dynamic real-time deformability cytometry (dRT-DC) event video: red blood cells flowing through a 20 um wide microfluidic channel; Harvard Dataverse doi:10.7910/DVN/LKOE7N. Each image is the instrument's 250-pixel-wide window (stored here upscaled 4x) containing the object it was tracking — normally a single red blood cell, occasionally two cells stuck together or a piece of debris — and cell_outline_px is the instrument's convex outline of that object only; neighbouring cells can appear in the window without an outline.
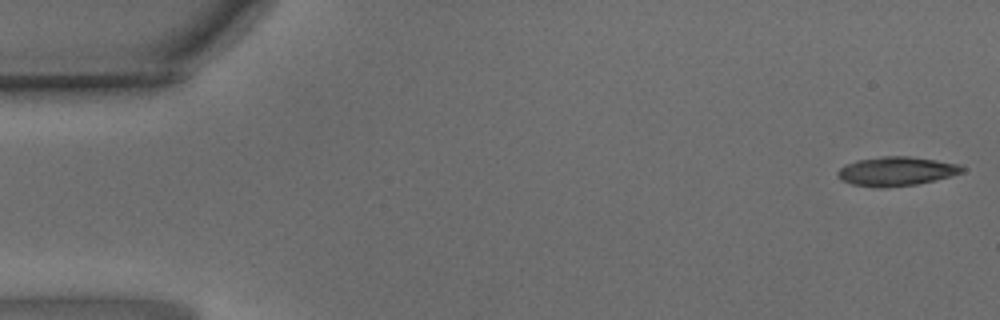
{"species": "common noctule bat (a hibernating species)", "species_latin": "Nyctalus noctula", "temperature_condition": "warm", "stored_images_in_passage": 55, "camera_frame_rate_fps": 3000, "um_per_image_px": 0.085, "animal": {"sex": "male", "body_mass_g": 15.6}, "frame": {"image": 1, "passage_image": 1, "time_ms": 0.0, "image_size_px": [1000, 320], "cell_outline_px": [[964, 172], [936, 180], [916, 184], [884, 188], [872, 188], [852, 184], [844, 180], [836, 172], [840, 168], [856, 160], [884, 156], [908, 156], [936, 160], [956, 164], [964, 168]], "centroid_in_image_um": [76.19, 14.57], "position_along_channel_um": 8.8, "area_um2": 20.92}}
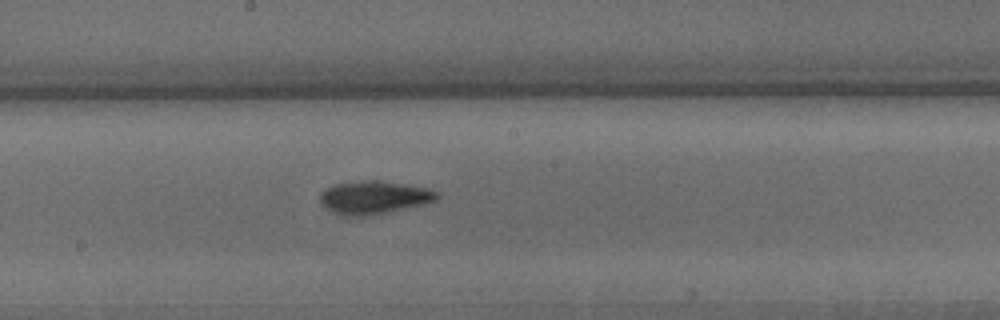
{"frame": {"image": 2, "passage_image": 29, "time_ms": 9.333, "image_size_px": [1000, 320], "cell_outline_px": [[440, 196], [436, 200], [424, 204], [364, 216], [348, 216], [328, 212], [324, 208], [320, 200], [320, 192], [336, 184], [368, 180], [376, 180], [428, 188], [440, 192]], "centroid_in_image_um": [31.77, 16.79], "position_along_channel_um": 216.4, "area_um2": 22.31}}
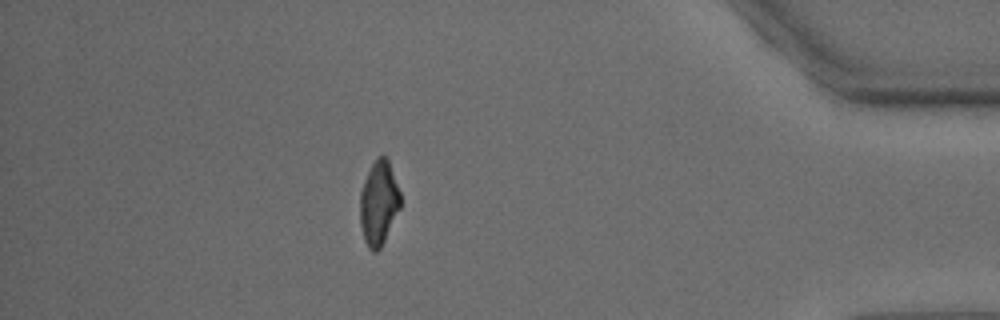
{"frame": {"image": 3, "passage_image": 48, "time_ms": 15.667, "image_size_px": [1000, 320], "cell_outline_px": [[400, 208], [380, 248], [376, 252], [372, 252], [368, 248], [364, 240], [360, 224], [360, 192], [364, 180], [376, 156], [384, 156], [388, 160], [400, 192]], "centroid_in_image_um": [32.17, 17.26], "position_along_channel_um": 403.0, "area_um2": 19.65}, "authors_computed_cell_mechanics": {"area_um2": 20.7502, "velocity_mm_per_s": 3.6391, "shape_relaxation_time_tau1_ms": 4.3392, "shape_relaxation_time_tau2_ms": 3.6389, "deformation_change_tau1": 0.176, "deformation_change_tau2": 0.1039}}